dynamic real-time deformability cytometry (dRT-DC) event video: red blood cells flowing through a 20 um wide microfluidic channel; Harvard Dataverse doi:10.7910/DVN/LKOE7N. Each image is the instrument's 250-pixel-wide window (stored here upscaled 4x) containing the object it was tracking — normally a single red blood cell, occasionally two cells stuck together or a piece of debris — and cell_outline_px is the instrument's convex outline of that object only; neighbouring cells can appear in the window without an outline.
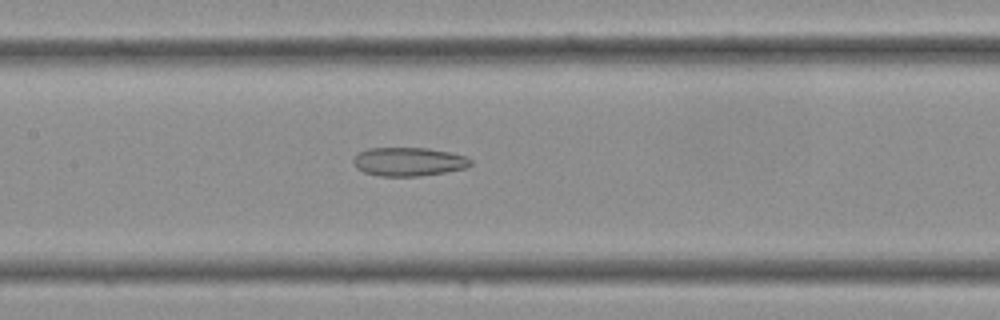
{"species": "Egyptian fruit bat (a non-hibernating species)", "species_latin": "Rousettus aegyptiacus", "temperature_condition": "cold", "stored_images_in_passage": 25, "camera_frame_rate_fps": 3000, "um_per_image_px": 0.085, "frame": {"image": 1, "passage_image": 12, "time_ms": 3.667, "image_size_px": [1000, 320], "cell_outline_px": [[472, 164], [468, 168], [420, 176], [380, 176], [364, 172], [356, 168], [352, 160], [360, 152], [368, 148], [428, 148], [448, 152], [464, 156], [472, 160]], "centroid_in_image_um": [34.74, 13.75], "position_along_channel_um": 172.7, "area_um2": 19.54}}
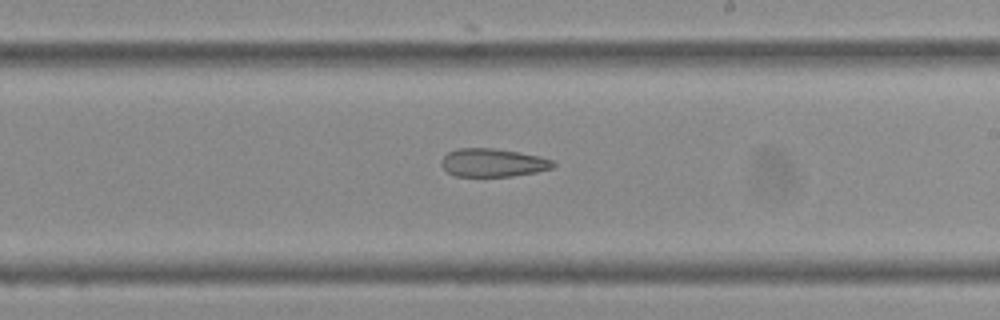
{"frame": {"image": 2, "passage_image": 16, "time_ms": 5.0, "image_size_px": [1000, 320], "cell_outline_px": [[556, 164], [552, 168], [536, 172], [512, 176], [456, 176], [448, 172], [440, 164], [440, 160], [448, 152], [456, 148], [492, 148], [520, 152], [540, 156], [552, 160]], "centroid_in_image_um": [41.89, 13.82], "position_along_channel_um": 247.1, "area_um2": 18.44}}
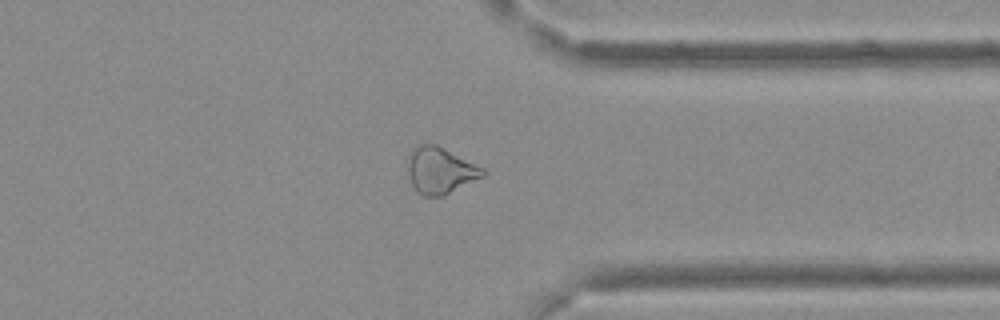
{"frame": {"image": 3, "passage_image": 23, "time_ms": 7.333, "image_size_px": [1000, 320], "cell_outline_px": [[488, 172], [484, 176], [444, 196], [420, 196], [416, 192], [408, 176], [408, 164], [412, 148], [416, 144], [436, 144], [484, 168]], "centroid_in_image_um": [37.42, 14.5], "position_along_channel_um": 374.0, "area_um2": 20.46}}